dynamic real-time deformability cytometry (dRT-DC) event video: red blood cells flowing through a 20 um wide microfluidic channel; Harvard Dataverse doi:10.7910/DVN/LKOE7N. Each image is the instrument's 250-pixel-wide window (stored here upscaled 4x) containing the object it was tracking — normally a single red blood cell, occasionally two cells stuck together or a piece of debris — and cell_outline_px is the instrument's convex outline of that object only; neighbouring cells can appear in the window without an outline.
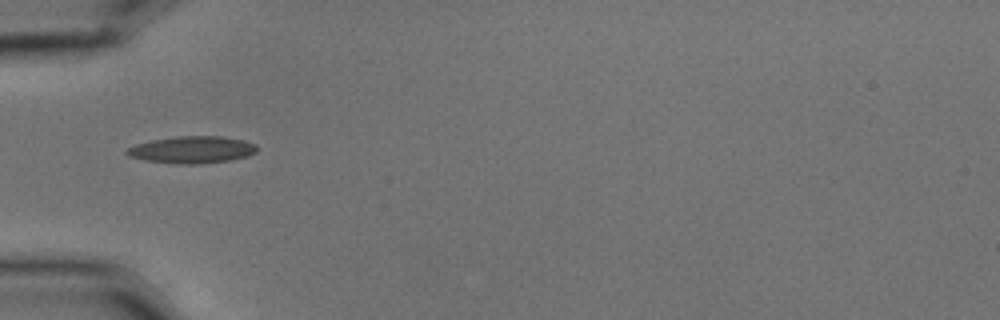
{"species": "common noctule bat (a hibernating species)", "species_latin": "Nyctalus noctula", "temperature_condition": "cold", "stored_images_in_passage": 5, "camera_frame_rate_fps": 3000, "um_per_image_px": 0.085, "animal": {"sex": "male", "body_mass_g": 15.6}, "frame": {"image": 1, "passage_image": 1, "time_ms": 0.0, "image_size_px": [1000, 320], "cell_outline_px": [[256, 152], [248, 156], [232, 160], [200, 164], [176, 164], [144, 160], [128, 156], [124, 152], [128, 148], [136, 144], [152, 140], [176, 136], [220, 136], [244, 140], [256, 144]], "centroid_in_image_um": [16.32, 12.73], "position_along_channel_um": 68.7, "area_um2": 20.63}}
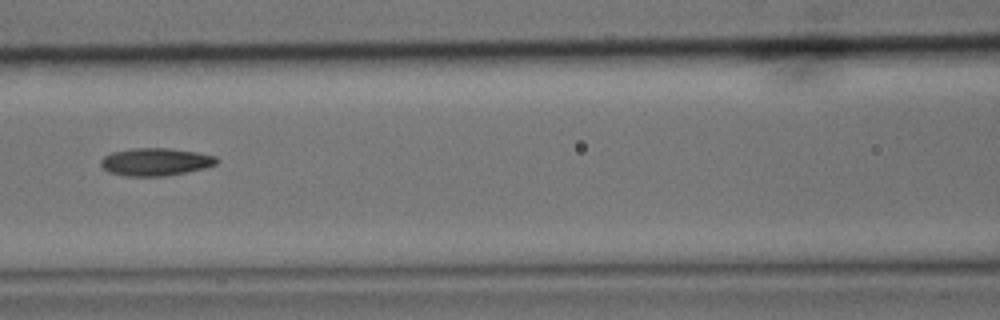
{"frame": {"image": 2, "passage_image": 3, "time_ms": 0.667, "image_size_px": [1000, 320], "cell_outline_px": [[220, 160], [216, 164], [204, 168], [188, 172], [164, 176], [124, 176], [108, 172], [100, 164], [100, 160], [104, 156], [112, 152], [132, 148], [172, 148], [196, 152], [216, 156]], "centroid_in_image_um": [13.22, 13.75], "position_along_channel_um": 153.4, "area_um2": 18.84}}
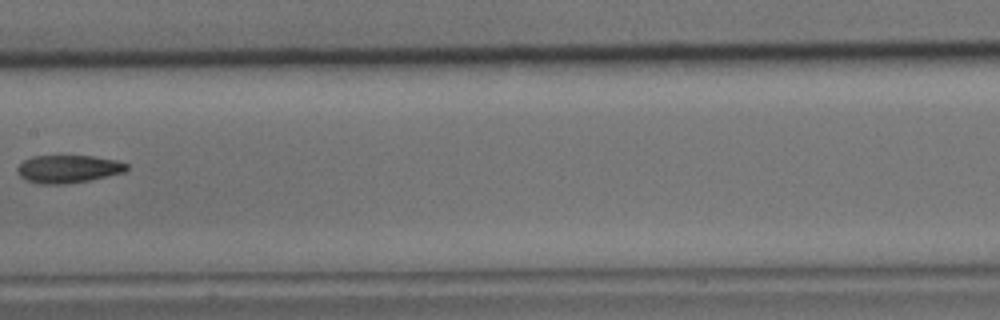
{"frame": {"image": 3, "passage_image": 4, "time_ms": 1.0, "image_size_px": [1000, 320], "cell_outline_px": [[128, 168], [124, 172], [88, 180], [64, 184], [40, 184], [24, 180], [16, 172], [16, 168], [24, 160], [32, 156], [92, 156], [116, 160], [128, 164]], "centroid_in_image_um": [5.75, 14.36], "position_along_channel_um": 201.6, "area_um2": 17.69}}